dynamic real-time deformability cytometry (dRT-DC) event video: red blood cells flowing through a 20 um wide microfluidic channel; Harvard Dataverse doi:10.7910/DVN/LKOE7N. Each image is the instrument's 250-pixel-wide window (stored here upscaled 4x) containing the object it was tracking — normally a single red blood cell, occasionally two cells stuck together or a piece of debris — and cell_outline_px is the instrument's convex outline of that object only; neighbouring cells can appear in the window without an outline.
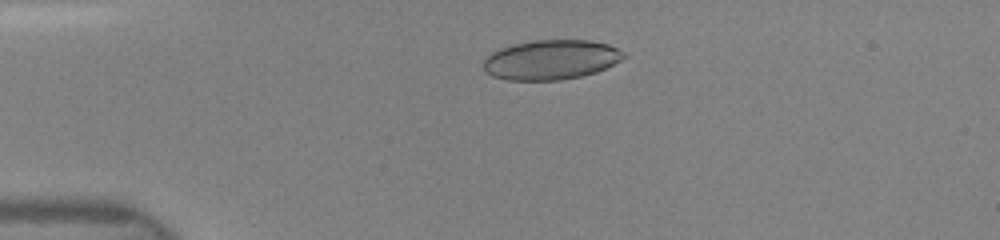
{"species": "human", "species_latin": "Homo sapiens", "temperature_condition": "room temperature", "stored_images_in_passage": 6, "camera_frame_rate_fps": 3000, "um_per_image_px": 0.085, "donor": {"sex": "female"}, "frame": {"image": 1, "passage_image": 1, "time_ms": 0.0, "image_size_px": [1000, 240], "cell_outline_px": [[628, 56], [596, 72], [580, 76], [560, 80], [508, 80], [492, 76], [484, 72], [484, 60], [492, 52], [500, 48], [512, 44], [532, 40], [588, 40], [608, 44], [628, 52]], "centroid_in_image_um": [46.85, 5.07], "position_along_channel_um": 38.2, "area_um2": 32.6}}
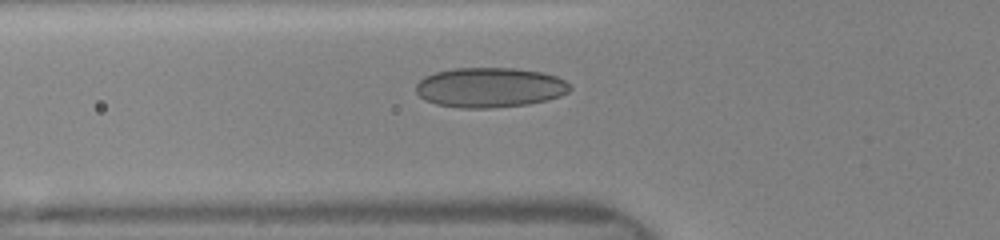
{"frame": {"image": 2, "passage_image": 5, "time_ms": 2.0, "image_size_px": [1000, 240], "cell_outline_px": [[572, 88], [568, 92], [560, 96], [548, 100], [528, 104], [492, 108], [456, 108], [436, 104], [424, 100], [416, 92], [416, 84], [424, 76], [436, 72], [452, 68], [512, 68], [544, 72], [556, 76], [564, 80]], "centroid_in_image_um": [41.62, 7.44], "position_along_channel_um": 84.2, "area_um2": 36.07}}